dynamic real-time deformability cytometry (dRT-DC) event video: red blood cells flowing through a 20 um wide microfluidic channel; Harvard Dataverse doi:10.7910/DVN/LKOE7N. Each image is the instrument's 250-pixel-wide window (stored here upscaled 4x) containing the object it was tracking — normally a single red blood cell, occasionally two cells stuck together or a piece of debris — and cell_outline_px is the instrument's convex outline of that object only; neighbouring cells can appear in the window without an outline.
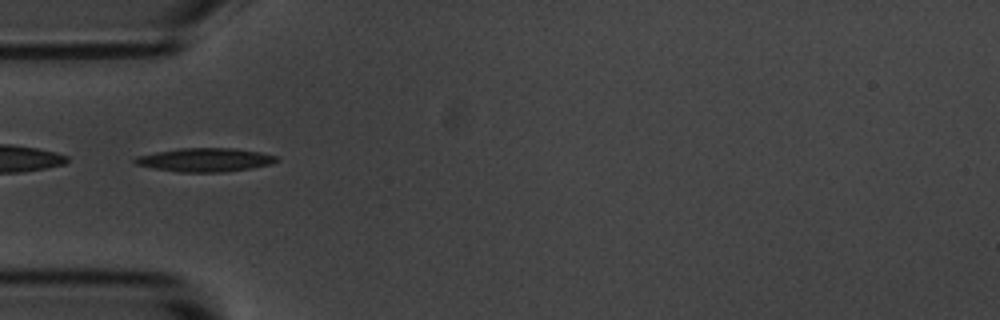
{"species": "common noctule bat (a hibernating species)", "species_latin": "Nyctalus noctula", "temperature_condition": "room temperature", "stored_images_in_passage": 14, "camera_frame_rate_fps": 3000, "um_per_image_px": 0.085, "animal": {"sex": "male", "body_mass_g": 20.1, "forearm_length_mm": 53.5}, "frame": {"image": 1, "passage_image": 1, "time_ms": 0.0, "image_size_px": [1000, 320], "cell_outline_px": [[280, 160], [272, 164], [224, 172], [180, 172], [152, 168], [136, 164], [132, 160], [136, 156], [156, 152], [180, 148], [232, 148], [260, 152], [276, 156]], "centroid_in_image_um": [17.42, 13.58], "position_along_channel_um": 67.6, "area_um2": 19.42}}